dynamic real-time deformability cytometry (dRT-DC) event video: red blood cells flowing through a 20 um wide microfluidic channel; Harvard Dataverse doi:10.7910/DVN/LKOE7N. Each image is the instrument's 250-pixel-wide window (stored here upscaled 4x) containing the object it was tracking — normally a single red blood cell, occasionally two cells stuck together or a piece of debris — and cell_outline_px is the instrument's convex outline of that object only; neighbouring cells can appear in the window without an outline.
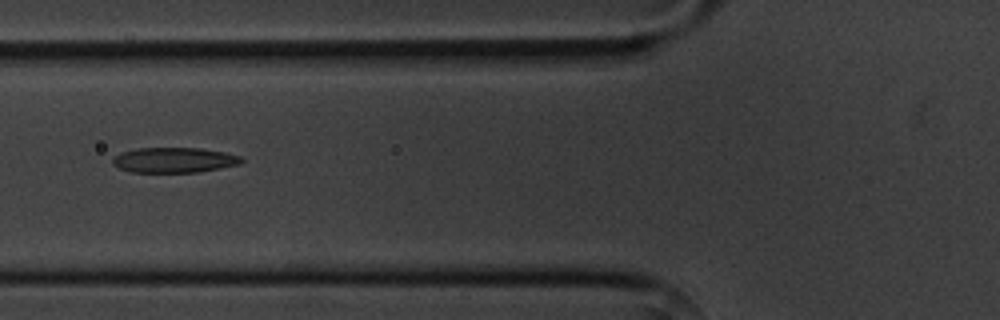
{"species": "common noctule bat (a hibernating species)", "species_latin": "Nyctalus noctula", "temperature_condition": "cold", "stored_images_in_passage": 9, "camera_frame_rate_fps": 3000, "um_per_image_px": 0.085, "animal": {"sex": "male", "body_mass_g": 20.1, "forearm_length_mm": 53.5}, "frame": {"image": 1, "passage_image": 4, "time_ms": 3.333, "image_size_px": [1000, 320], "cell_outline_px": [[244, 160], [240, 164], [200, 172], [132, 172], [120, 168], [112, 164], [112, 160], [120, 152], [136, 148], [200, 148], [224, 152], [240, 156]], "centroid_in_image_um": [14.8, 13.6], "position_along_channel_um": 111.0, "area_um2": 18.9}}
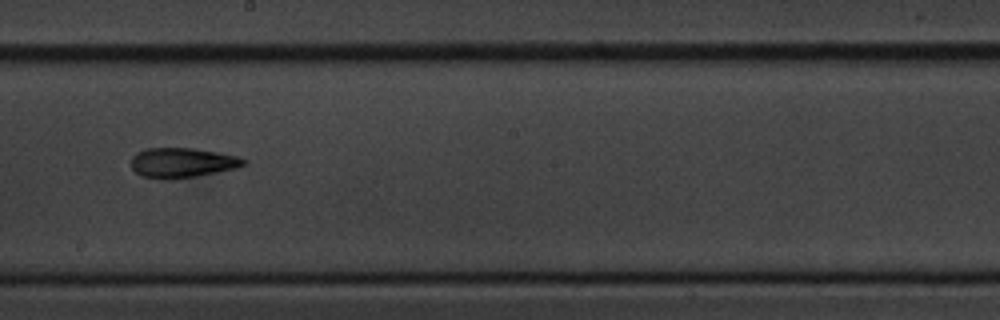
{"frame": {"image": 2, "passage_image": 7, "time_ms": 6.667, "image_size_px": [1000, 320], "cell_outline_px": [[248, 164], [236, 168], [196, 176], [168, 180], [160, 180], [140, 176], [132, 168], [132, 156], [136, 152], [144, 148], [192, 148], [216, 152], [236, 156], [248, 160]], "centroid_in_image_um": [15.46, 13.84], "position_along_channel_um": 232.7, "area_um2": 19.77}}
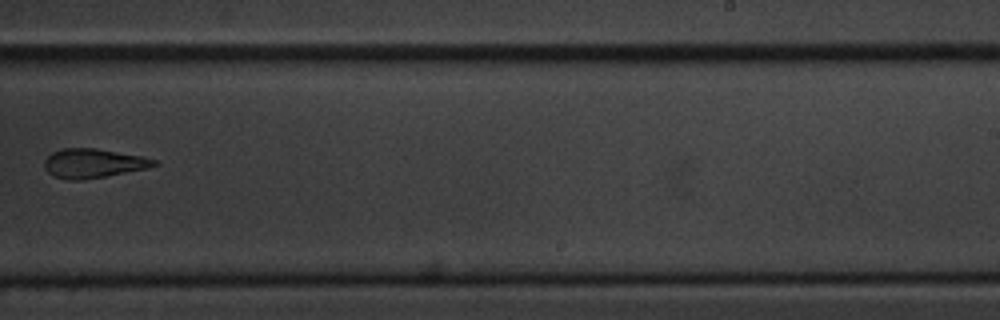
{"frame": {"image": 3, "passage_image": 8, "time_ms": 8.0, "image_size_px": [1000, 320], "cell_outline_px": [[160, 164], [148, 168], [84, 180], [68, 180], [56, 176], [48, 172], [44, 168], [44, 160], [52, 152], [64, 148], [96, 148], [140, 156], [156, 160]], "centroid_in_image_um": [7.92, 13.88], "position_along_channel_um": 281.1, "area_um2": 18.55}}